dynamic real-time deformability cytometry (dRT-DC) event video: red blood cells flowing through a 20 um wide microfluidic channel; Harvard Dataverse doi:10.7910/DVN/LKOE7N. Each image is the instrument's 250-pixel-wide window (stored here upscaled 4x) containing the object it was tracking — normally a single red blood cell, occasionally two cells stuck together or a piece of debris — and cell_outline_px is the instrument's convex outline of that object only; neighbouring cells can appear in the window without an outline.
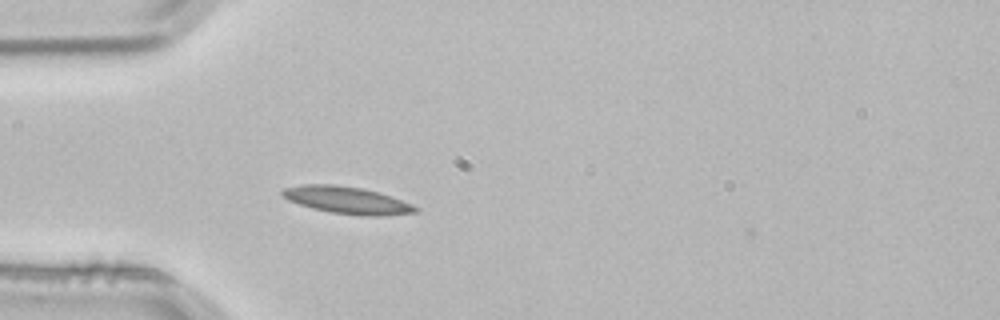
{"species": "common noctule bat (a hibernating species)", "species_latin": "Nyctalus noctula", "temperature_condition": "room temperature", "stored_images_in_passage": 3, "camera_frame_rate_fps": 3000, "um_per_image_px": 0.085, "animal": {"sex": "male", "body_mass_g": 21.5, "forearm_length_mm": 52.0}, "frame": {"image": 1, "passage_image": 2, "time_ms": 0.333, "image_size_px": [1000, 320], "cell_outline_px": [[420, 212], [384, 216], [360, 216], [332, 212], [312, 208], [288, 200], [280, 196], [280, 192], [284, 188], [300, 184], [336, 184], [364, 188], [412, 204], [420, 208]], "centroid_in_image_um": [29.48, 17.01], "position_along_channel_um": 55.5, "area_um2": 21.21}}